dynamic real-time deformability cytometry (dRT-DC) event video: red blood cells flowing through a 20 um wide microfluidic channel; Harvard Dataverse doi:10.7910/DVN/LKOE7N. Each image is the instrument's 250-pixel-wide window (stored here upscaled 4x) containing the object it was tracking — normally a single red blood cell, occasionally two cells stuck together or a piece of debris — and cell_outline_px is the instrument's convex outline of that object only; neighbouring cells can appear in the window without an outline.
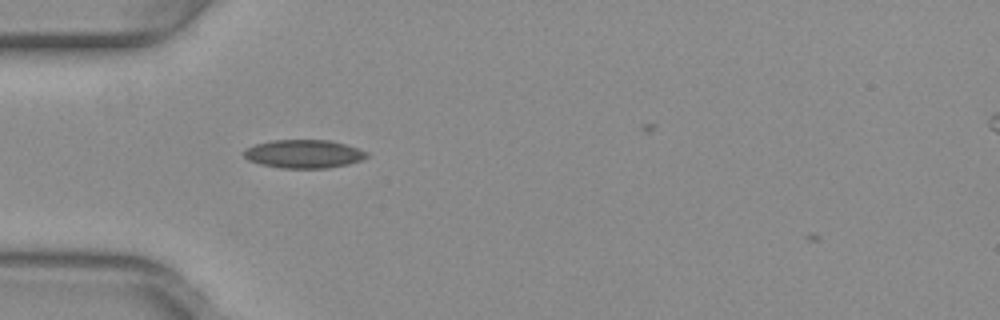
{"species": "common noctule bat (a hibernating species)", "species_latin": "Nyctalus noctula", "temperature_condition": "warm", "stored_images_in_passage": 33, "camera_frame_rate_fps": 3000, "um_per_image_px": 0.085, "animal": {"sex": "female", "body_mass_g": 29.2, "forearm_length_mm": 56.3}, "frame": {"image": 1, "passage_image": 3, "time_ms": 0.667, "image_size_px": [1000, 320], "cell_outline_px": [[368, 156], [360, 160], [348, 164], [328, 168], [280, 168], [260, 164], [248, 160], [244, 156], [244, 152], [248, 148], [256, 144], [272, 140], [328, 140], [344, 144], [368, 152]], "centroid_in_image_um": [25.81, 13.09], "position_along_channel_um": 59.2, "area_um2": 20.11}}
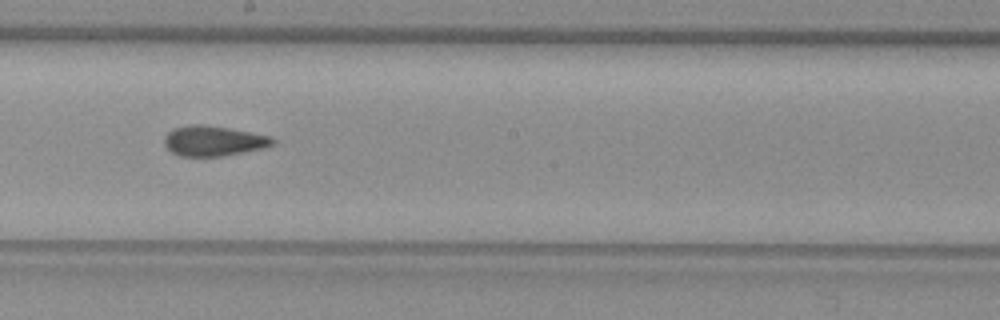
{"frame": {"image": 2, "passage_image": 16, "time_ms": 5.0, "image_size_px": [1000, 320], "cell_outline_px": [[276, 144], [264, 148], [244, 152], [220, 156], [180, 156], [172, 152], [164, 144], [164, 136], [172, 128], [192, 124], [204, 124], [228, 128], [272, 136], [276, 140]], "centroid_in_image_um": [18.16, 11.97], "position_along_channel_um": 230.0, "area_um2": 19.19}}
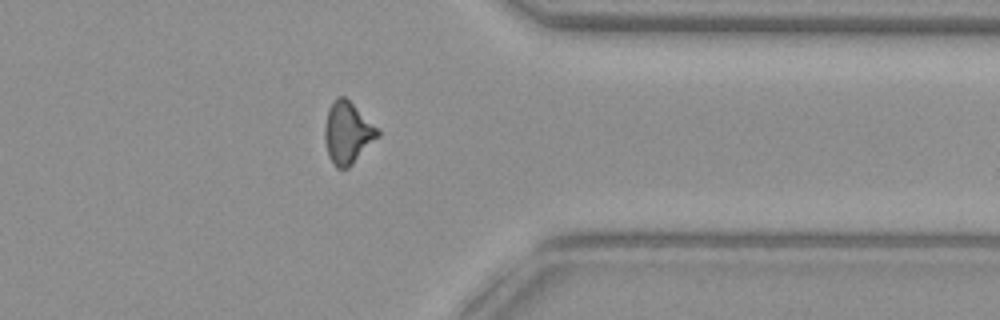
{"frame": {"image": 3, "passage_image": 28, "time_ms": 9.0, "image_size_px": [1000, 320], "cell_outline_px": [[380, 136], [348, 168], [336, 168], [332, 164], [328, 156], [324, 140], [324, 124], [328, 108], [332, 100], [336, 96], [344, 96], [380, 132]], "centroid_in_image_um": [29.49, 11.3], "position_along_channel_um": 381.9, "area_um2": 19.02}}